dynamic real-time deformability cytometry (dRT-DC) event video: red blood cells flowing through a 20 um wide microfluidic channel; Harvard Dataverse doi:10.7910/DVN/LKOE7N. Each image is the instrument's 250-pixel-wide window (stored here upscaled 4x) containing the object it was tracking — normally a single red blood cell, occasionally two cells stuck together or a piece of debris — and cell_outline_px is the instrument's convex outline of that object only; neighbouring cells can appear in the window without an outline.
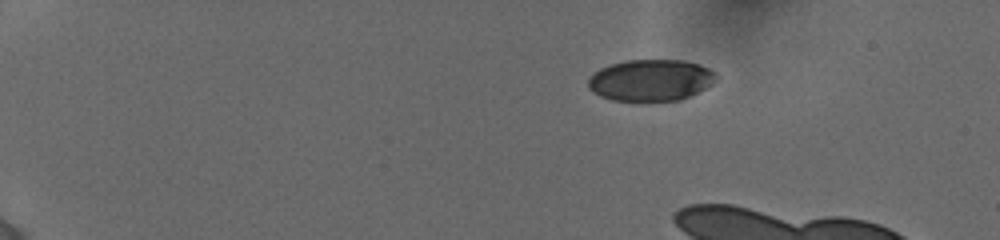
{"species": "human", "species_latin": "Homo sapiens", "temperature_condition": "cold", "stored_images_in_passage": 12, "camera_frame_rate_fps": 3000, "um_per_image_px": 0.085, "donor": {"sex": "female"}, "frame": {"image": 1, "passage_image": 1, "time_ms": 0.0, "image_size_px": [1000, 240], "cell_outline_px": [[716, 80], [712, 84], [680, 100], [612, 100], [600, 96], [592, 92], [588, 88], [588, 80], [600, 68], [612, 64], [628, 60], [680, 60], [700, 64], [708, 68], [716, 76]], "centroid_in_image_um": [55.29, 6.81], "position_along_channel_um": 29.7, "area_um2": 30.52}}
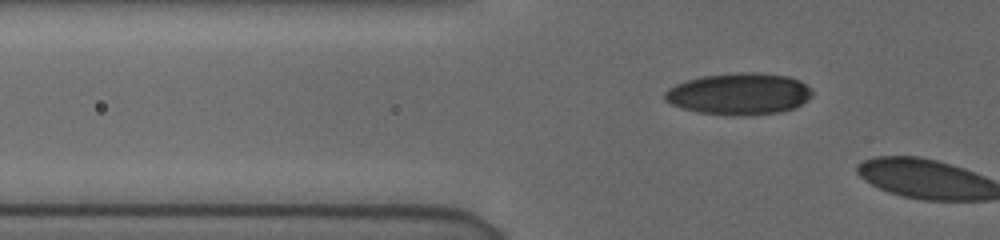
{"frame": {"image": 2, "passage_image": 11, "time_ms": 3.333, "image_size_px": [1000, 240], "cell_outline_px": [[812, 96], [796, 108], [780, 112], [736, 116], [696, 112], [672, 104], [664, 100], [664, 92], [668, 88], [676, 84], [688, 80], [704, 76], [740, 72], [756, 72], [788, 76], [812, 88]], "centroid_in_image_um": [62.83, 7.98], "position_along_channel_um": 63.0, "area_um2": 35.72}}